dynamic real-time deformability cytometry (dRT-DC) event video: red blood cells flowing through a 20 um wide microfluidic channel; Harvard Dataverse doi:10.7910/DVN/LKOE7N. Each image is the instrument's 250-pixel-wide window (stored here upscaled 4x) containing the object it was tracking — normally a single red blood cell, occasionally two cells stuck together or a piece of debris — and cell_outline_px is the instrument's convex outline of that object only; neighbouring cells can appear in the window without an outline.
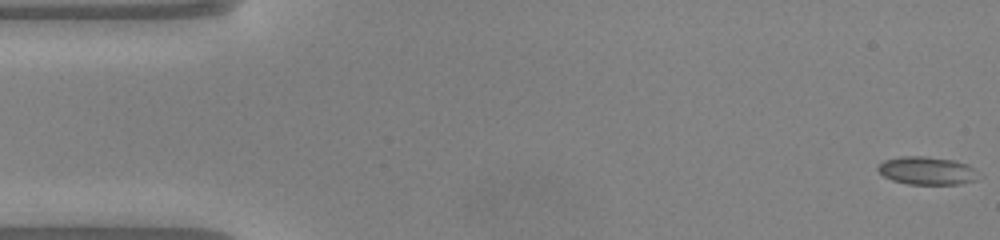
{"species": "common noctule bat (a hibernating species)", "species_latin": "Nyctalus noctula", "temperature_condition": "warm", "stored_images_in_passage": 45, "camera_frame_rate_fps": 3000, "um_per_image_px": 0.085, "animal": {"sex": "male", "body_mass_g": 20.0, "forearm_length_mm": 53.3}, "frame": {"image": 1, "passage_image": 1, "time_ms": 0.0, "image_size_px": [1000, 240], "cell_outline_px": [[976, 180], [960, 184], [908, 184], [892, 180], [884, 176], [876, 168], [884, 160], [900, 156], [924, 156], [952, 160], [968, 164], [972, 168]], "centroid_in_image_um": [78.73, 14.5], "position_along_channel_um": 6.3, "area_um2": 16.13}}
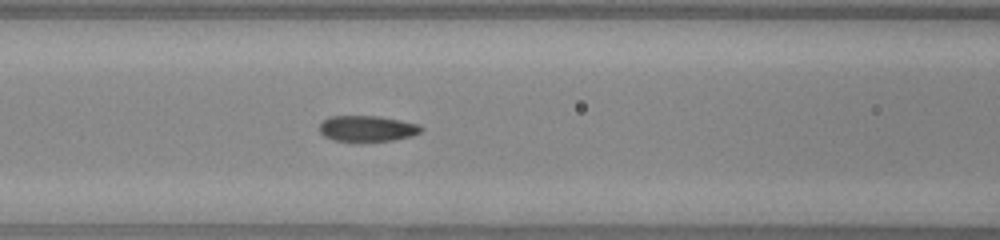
{"frame": {"image": 2, "passage_image": 20, "time_ms": 6.333, "image_size_px": [1000, 240], "cell_outline_px": [[420, 132], [412, 136], [392, 140], [336, 140], [324, 136], [320, 132], [320, 124], [324, 120], [332, 116], [376, 116], [416, 124], [420, 128]], "centroid_in_image_um": [31.17, 10.91], "position_along_channel_um": 135.4, "area_um2": 14.62}}
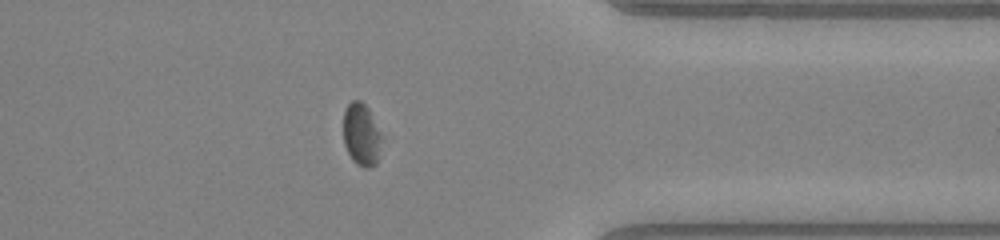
{"frame": {"image": 3, "passage_image": 39, "time_ms": 12.667, "image_size_px": [1000, 240], "cell_outline_px": [[380, 140], [376, 164], [368, 168], [364, 168], [356, 164], [352, 160], [344, 144], [344, 112], [348, 104], [352, 100], [360, 100], [368, 108], [380, 132]], "centroid_in_image_um": [30.69, 11.44], "position_along_channel_um": 380.7, "area_um2": 13.64}, "authors_computed_cell_mechanics": {"area_um2": 15.317, "velocity_mm_per_s": 4.0813, "shape_relaxation_time_tau1_ms": 3.7213, "shape_relaxation_time_tau2_ms": 2.4088, "deformation_change_tau1": 0.0936, "deformation_change_tau2": 0.0644}}